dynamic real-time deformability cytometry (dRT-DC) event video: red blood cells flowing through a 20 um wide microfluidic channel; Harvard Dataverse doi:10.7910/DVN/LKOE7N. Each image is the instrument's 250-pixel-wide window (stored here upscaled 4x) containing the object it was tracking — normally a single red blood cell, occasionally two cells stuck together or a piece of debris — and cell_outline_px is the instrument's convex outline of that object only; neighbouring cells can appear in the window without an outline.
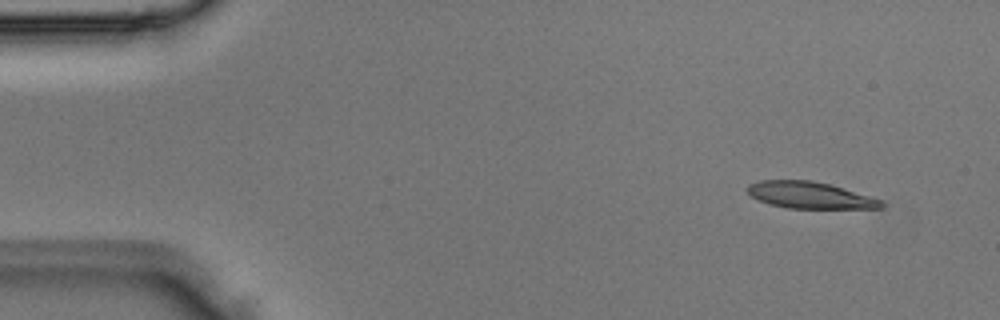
{"species": "Egyptian fruit bat (a non-hibernating species)", "species_latin": "Rousettus aegyptiacus", "temperature_condition": "room temperature", "stored_images_in_passage": 4, "segment_of_instrument_passage": [1, 2], "camera_frame_rate_fps": 3000, "um_per_image_px": 0.085, "animal": {"sex": "male"}, "frame": {"image": 1, "passage_image": 1, "time_ms": 0.0, "image_size_px": [1000, 320], "cell_outline_px": [[884, 208], [788, 208], [768, 204], [752, 196], [748, 192], [748, 184], [760, 180], [812, 180], [828, 184], [872, 196], [884, 200]], "centroid_in_image_um": [68.88, 16.59], "position_along_channel_um": 16.1, "area_um2": 20.75}}